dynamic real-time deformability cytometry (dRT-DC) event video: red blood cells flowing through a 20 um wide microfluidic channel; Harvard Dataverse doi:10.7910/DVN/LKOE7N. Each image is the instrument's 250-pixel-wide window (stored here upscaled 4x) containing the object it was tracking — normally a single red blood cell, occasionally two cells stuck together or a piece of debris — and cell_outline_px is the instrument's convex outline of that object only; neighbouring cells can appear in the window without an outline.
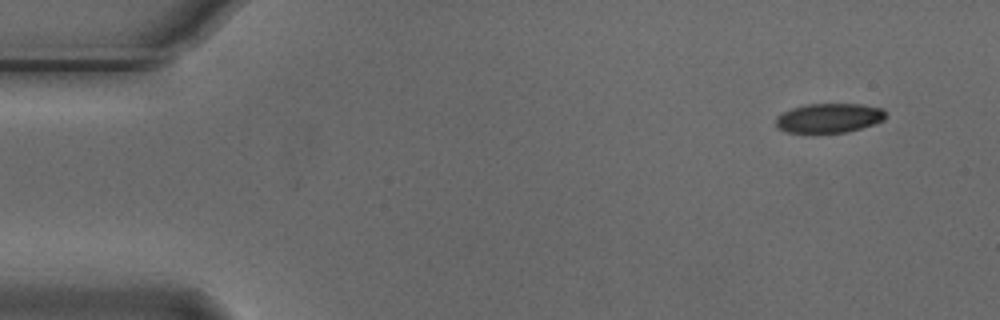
{"species": "Egyptian fruit bat (a non-hibernating species)", "species_latin": "Rousettus aegyptiacus", "temperature_condition": "cold", "stored_images_in_passage": 5, "camera_frame_rate_fps": 3000, "um_per_image_px": 0.085, "animal": {"sex": "male"}, "frame": {"image": 1, "passage_image": 1, "time_ms": 0.0, "image_size_px": [1000, 320], "cell_outline_px": [[884, 120], [860, 128], [844, 132], [788, 132], [780, 128], [776, 124], [776, 116], [792, 108], [804, 104], [860, 104], [884, 108]], "centroid_in_image_um": [70.47, 10.01], "position_along_channel_um": 14.5, "area_um2": 18.5}}